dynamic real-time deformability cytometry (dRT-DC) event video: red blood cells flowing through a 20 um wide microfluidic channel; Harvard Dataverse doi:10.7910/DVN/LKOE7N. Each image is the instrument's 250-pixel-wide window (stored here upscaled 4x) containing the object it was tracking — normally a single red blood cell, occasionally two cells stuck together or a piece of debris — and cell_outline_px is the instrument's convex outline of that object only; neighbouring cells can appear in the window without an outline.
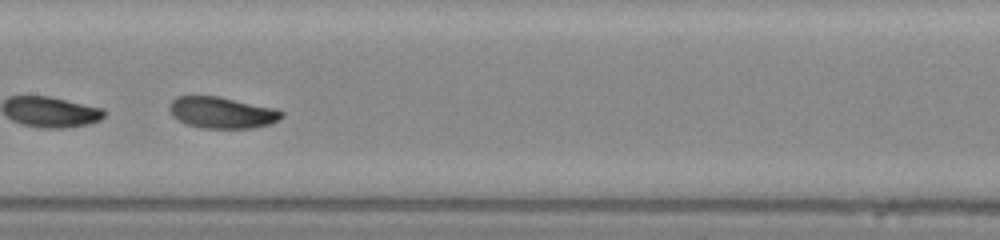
{"species": "common noctule bat (a hibernating species)", "species_latin": "Nyctalus noctula", "temperature_condition": "warm", "stored_images_in_passage": 32, "camera_frame_rate_fps": 3000, "um_per_image_px": 0.085, "animal": {"sex": "male", "body_mass_g": 20.0, "forearm_length_mm": 53.3}, "frame": {"image": 1, "passage_image": 21, "time_ms": 6.667, "image_size_px": [1000, 240], "cell_outline_px": [[284, 116], [268, 124], [252, 128], [200, 128], [188, 124], [172, 116], [168, 108], [168, 104], [176, 96], [216, 96], [276, 108], [284, 112]], "centroid_in_image_um": [18.84, 9.56], "position_along_channel_um": 188.6, "area_um2": 20.46}}
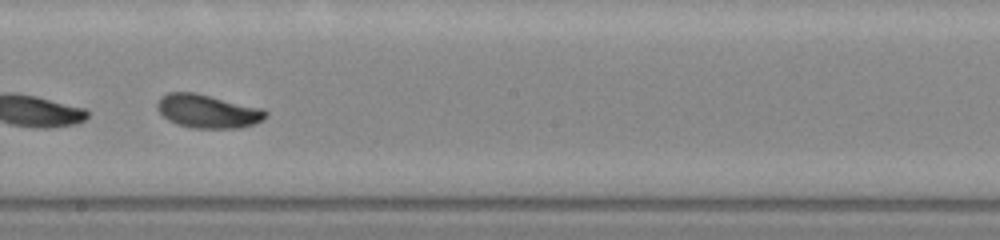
{"frame": {"image": 2, "passage_image": 24, "time_ms": 7.667, "image_size_px": [1000, 240], "cell_outline_px": [[268, 112], [260, 120], [252, 124], [240, 128], [192, 128], [176, 124], [168, 120], [156, 108], [156, 104], [160, 96], [168, 92], [196, 92], [264, 108]], "centroid_in_image_um": [17.62, 9.44], "position_along_channel_um": 230.6, "area_um2": 21.33}}
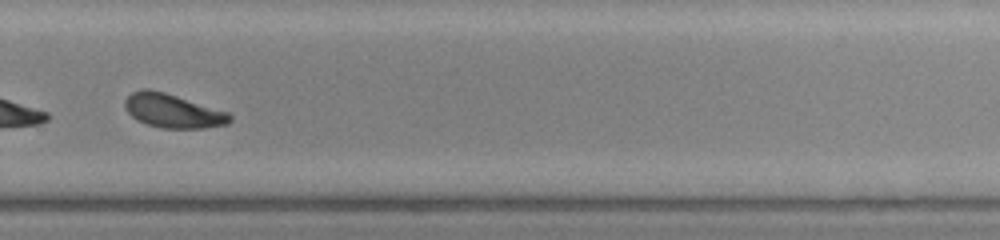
{"frame": {"image": 3, "passage_image": 30, "time_ms": 9.667, "image_size_px": [1000, 240], "cell_outline_px": [[232, 120], [228, 124], [204, 128], [164, 128], [148, 124], [136, 120], [124, 108], [124, 100], [132, 92], [140, 88], [148, 88], [164, 92], [232, 112]], "centroid_in_image_um": [14.73, 9.41], "position_along_channel_um": 315.1, "area_um2": 21.04}}